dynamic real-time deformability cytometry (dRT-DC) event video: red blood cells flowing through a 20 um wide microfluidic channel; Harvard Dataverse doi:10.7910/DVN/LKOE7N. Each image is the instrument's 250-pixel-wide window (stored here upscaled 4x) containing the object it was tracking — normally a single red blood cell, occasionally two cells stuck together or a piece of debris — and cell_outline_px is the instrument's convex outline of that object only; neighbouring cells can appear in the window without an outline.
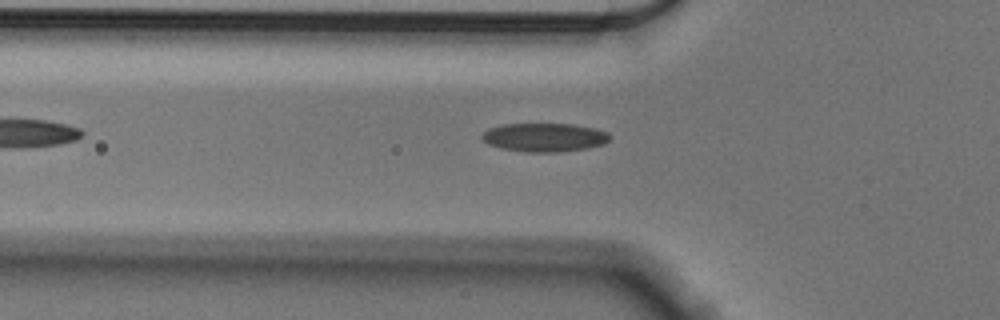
{"species": "Egyptian fruit bat (a non-hibernating species)", "species_latin": "Rousettus aegyptiacus", "temperature_condition": "cold", "stored_images_in_passage": 43, "camera_frame_rate_fps": 3000, "um_per_image_px": 0.085, "animal": {"sex": "male"}, "frame": {"image": 1, "passage_image": 8, "time_ms": 2.333, "image_size_px": [1000, 320], "cell_outline_px": [[612, 136], [604, 144], [588, 148], [556, 152], [528, 152], [500, 148], [488, 144], [480, 136], [488, 128], [500, 124], [572, 124], [596, 128], [608, 132]], "centroid_in_image_um": [46.28, 11.67], "position_along_channel_um": 79.5, "area_um2": 21.44}}
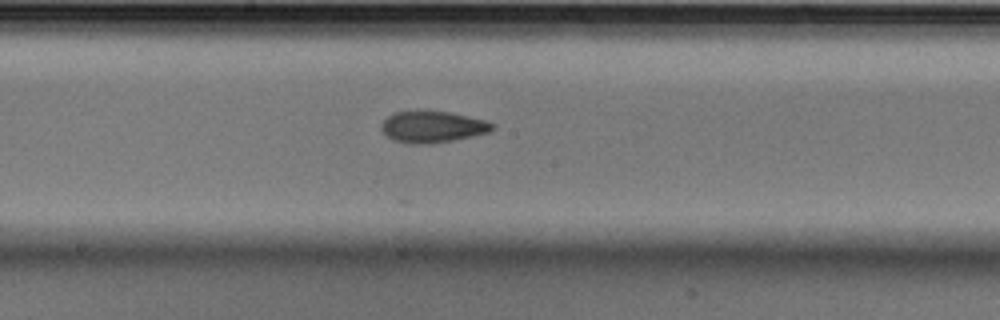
{"frame": {"image": 2, "passage_image": 19, "time_ms": 6.0, "image_size_px": [1000, 320], "cell_outline_px": [[492, 128], [488, 132], [472, 136], [452, 140], [428, 144], [408, 144], [392, 140], [380, 128], [380, 124], [392, 112], [448, 112], [468, 116], [484, 120], [492, 124]], "centroid_in_image_um": [36.7, 10.8], "position_along_channel_um": 211.5, "area_um2": 19.94}}
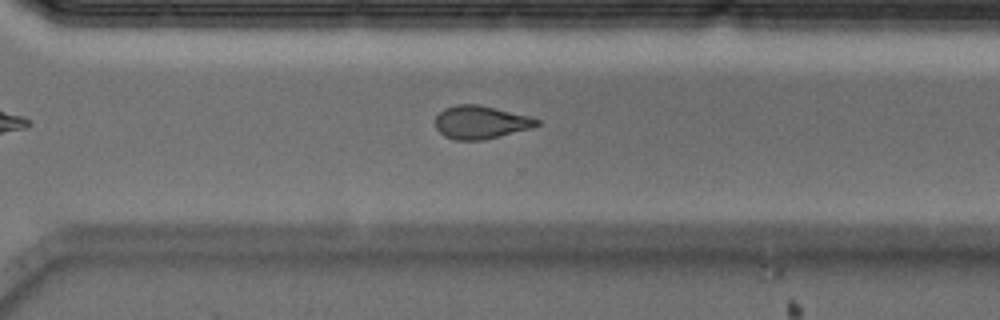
{"frame": {"image": 3, "passage_image": 29, "time_ms": 9.333, "image_size_px": [1000, 320], "cell_outline_px": [[540, 124], [532, 128], [484, 140], [456, 140], [444, 136], [436, 128], [436, 116], [444, 108], [456, 104], [476, 104], [496, 108], [532, 116], [540, 120]], "centroid_in_image_um": [40.88, 10.39], "position_along_channel_um": 329.7, "area_um2": 19.71}}